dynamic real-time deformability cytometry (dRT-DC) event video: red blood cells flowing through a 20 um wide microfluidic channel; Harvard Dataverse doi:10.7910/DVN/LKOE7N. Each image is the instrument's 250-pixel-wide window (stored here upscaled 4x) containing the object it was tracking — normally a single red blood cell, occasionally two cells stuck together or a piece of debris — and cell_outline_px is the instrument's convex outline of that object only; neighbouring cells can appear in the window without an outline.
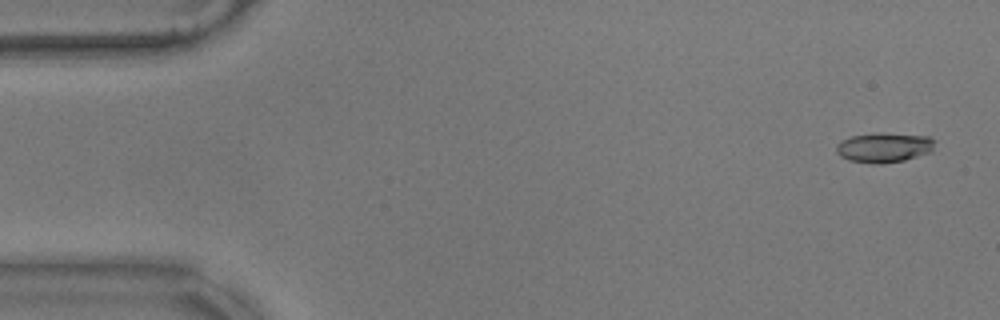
{"species": "common noctule bat (a hibernating species)", "species_latin": "Nyctalus noctula", "temperature_condition": "warm", "stored_images_in_passage": 57, "camera_frame_rate_fps": 3000, "um_per_image_px": 0.085, "animal": {"sex": "male", "body_mass_g": 17.9}, "frame": {"image": 1, "passage_image": 3, "time_ms": 0.667, "image_size_px": [1000, 320], "cell_outline_px": [[936, 140], [932, 152], [904, 160], [880, 164], [876, 164], [848, 160], [840, 156], [836, 152], [836, 144], [852, 136], [880, 132], [928, 136]], "centroid_in_image_um": [75.17, 12.53], "position_along_channel_um": 9.8, "area_um2": 17.22}}
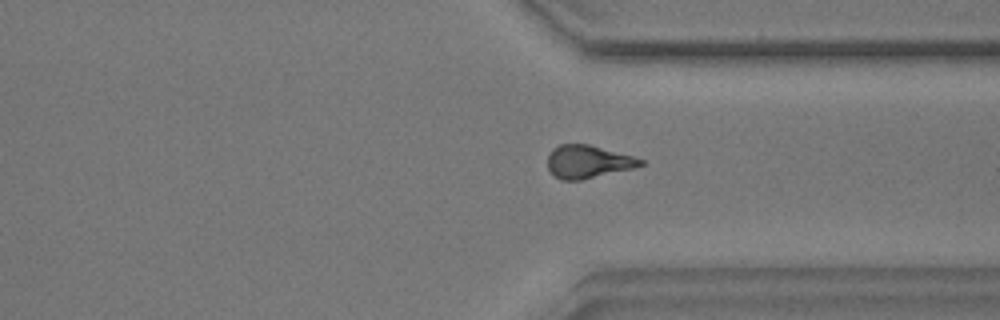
{"frame": {"image": 2, "passage_image": 43, "time_ms": 14.0, "image_size_px": [1000, 320], "cell_outline_px": [[644, 164], [632, 168], [580, 180], [560, 180], [548, 168], [548, 152], [552, 148], [560, 144], [588, 144], [632, 156], [644, 160]], "centroid_in_image_um": [49.94, 13.73], "position_along_channel_um": 361.5, "area_um2": 17.57}}
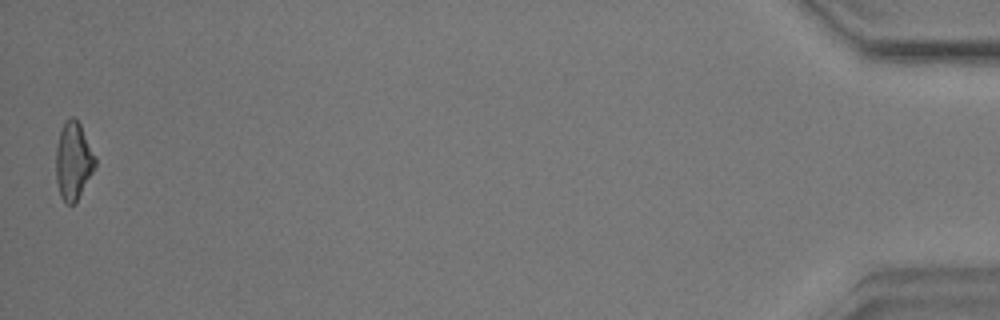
{"frame": {"image": 3, "passage_image": 57, "time_ms": 18.667, "image_size_px": [1000, 320], "cell_outline_px": [[96, 164], [76, 204], [68, 204], [60, 196], [56, 180], [56, 144], [60, 132], [64, 124], [72, 116], [80, 124], [96, 156]], "centroid_in_image_um": [6.23, 13.71], "position_along_channel_um": 429.0, "area_um2": 17.63}, "authors_computed_cell_mechanics": {"area_um2": 17.5712, "velocity_mm_per_s": 3.5307, "shape_relaxation_time_tau1_ms": null, "shape_relaxation_time_tau2_ms": 3.2641, "deformation_change_tau1": null, "deformation_change_tau2": 0.1134}}